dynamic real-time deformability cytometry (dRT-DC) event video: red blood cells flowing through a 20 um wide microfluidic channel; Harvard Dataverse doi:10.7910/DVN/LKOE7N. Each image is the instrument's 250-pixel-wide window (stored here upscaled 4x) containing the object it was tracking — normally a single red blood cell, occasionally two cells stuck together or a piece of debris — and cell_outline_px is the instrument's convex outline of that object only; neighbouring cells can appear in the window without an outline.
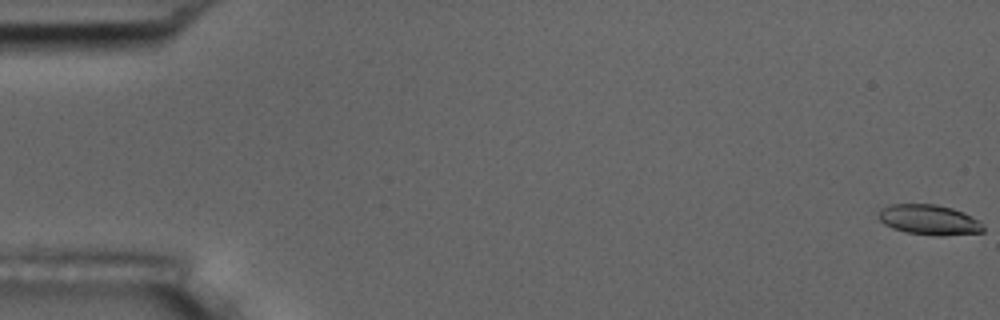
{"species": "common noctule bat (a hibernating species)", "species_latin": "Nyctalus noctula", "temperature_condition": "room temperature", "stored_images_in_passage": 11, "camera_frame_rate_fps": 3000, "um_per_image_px": 0.085, "animal": {"sex": "male", "body_mass_g": 17.5, "forearm_length_mm": 52.3}, "frame": {"image": 1, "passage_image": 1, "time_ms": 0.0, "image_size_px": [1000, 320], "cell_outline_px": [[984, 232], [904, 232], [892, 228], [884, 224], [880, 220], [880, 208], [892, 204], [936, 204], [952, 208], [964, 212], [980, 220], [984, 228]], "centroid_in_image_um": [78.93, 18.6], "position_along_channel_um": 6.1, "area_um2": 17.34}}